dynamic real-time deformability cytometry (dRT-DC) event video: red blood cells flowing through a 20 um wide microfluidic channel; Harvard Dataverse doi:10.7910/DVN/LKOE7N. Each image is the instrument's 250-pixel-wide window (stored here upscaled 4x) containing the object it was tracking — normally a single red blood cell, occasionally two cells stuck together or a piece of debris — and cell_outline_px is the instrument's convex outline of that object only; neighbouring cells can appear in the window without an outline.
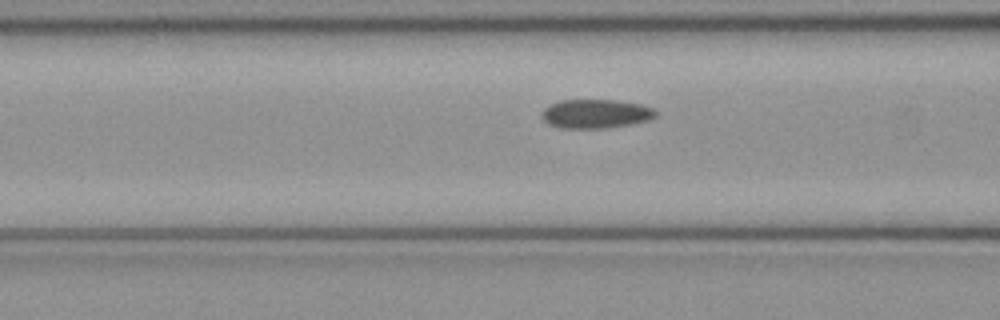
{"species": "common noctule bat (a hibernating species)", "species_latin": "Nyctalus noctula", "temperature_condition": "cold", "stored_images_in_passage": 48, "camera_frame_rate_fps": 3000, "um_per_image_px": 0.085, "animal": {"sex": "female", "body_mass_g": 21.9}, "frame": {"image": 1, "passage_image": 17, "time_ms": 5.333, "image_size_px": [1000, 320], "cell_outline_px": [[656, 116], [648, 120], [632, 124], [604, 128], [560, 128], [548, 124], [540, 116], [540, 112], [548, 104], [560, 100], [616, 100], [640, 104], [652, 108], [656, 112]], "centroid_in_image_um": [50.58, 9.67], "position_along_channel_um": 116.0, "area_um2": 19.36}}
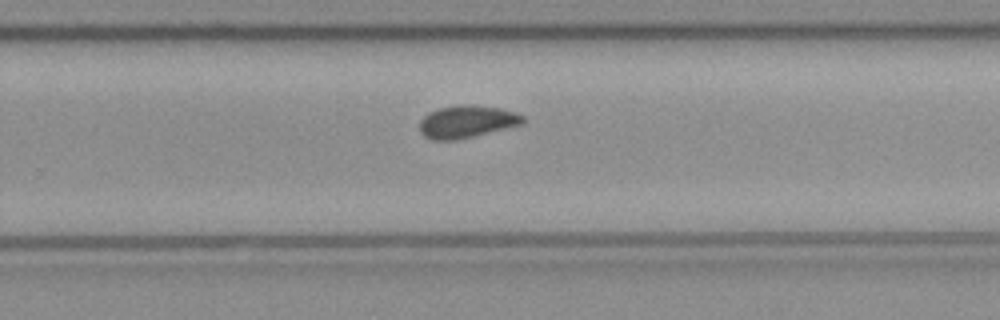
{"frame": {"image": 2, "passage_image": 30, "time_ms": 9.667, "image_size_px": [1000, 320], "cell_outline_px": [[524, 120], [520, 124], [456, 140], [432, 140], [424, 136], [420, 132], [420, 120], [428, 112], [436, 108], [460, 104], [468, 104], [500, 108], [516, 112], [524, 116]], "centroid_in_image_um": [39.62, 10.32], "position_along_channel_um": 290.2, "area_um2": 19.42}}
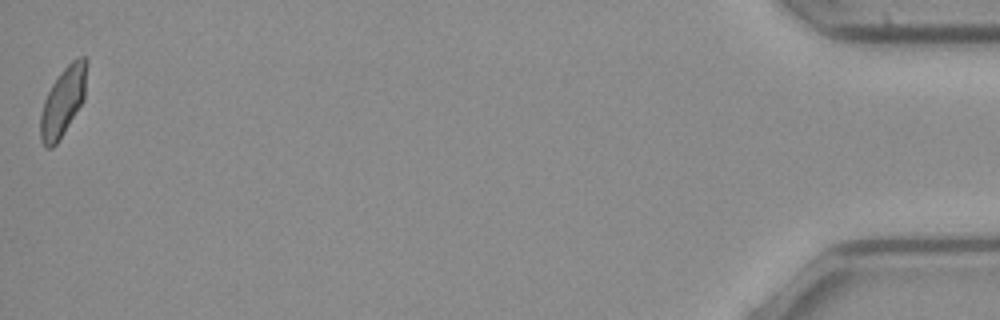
{"frame": {"image": 3, "passage_image": 48, "time_ms": 15.667, "image_size_px": [1000, 320], "cell_outline_px": [[88, 64], [84, 100], [64, 132], [56, 144], [52, 148], [48, 148], [40, 140], [40, 112], [44, 100], [52, 84], [60, 72], [72, 60], [80, 56], [84, 56], [88, 60]], "centroid_in_image_um": [5.37, 8.59], "position_along_channel_um": 429.8, "area_um2": 18.67}, "authors_computed_cell_mechanics": {"area_um2": 19.3052, "velocity_mm_per_s": 4.0215, "shape_relaxation_time_tau1_ms": null, "shape_relaxation_time_tau2_ms": 2.5126, "deformation_change_tau1": null, "deformation_change_tau2": 0.0619}}